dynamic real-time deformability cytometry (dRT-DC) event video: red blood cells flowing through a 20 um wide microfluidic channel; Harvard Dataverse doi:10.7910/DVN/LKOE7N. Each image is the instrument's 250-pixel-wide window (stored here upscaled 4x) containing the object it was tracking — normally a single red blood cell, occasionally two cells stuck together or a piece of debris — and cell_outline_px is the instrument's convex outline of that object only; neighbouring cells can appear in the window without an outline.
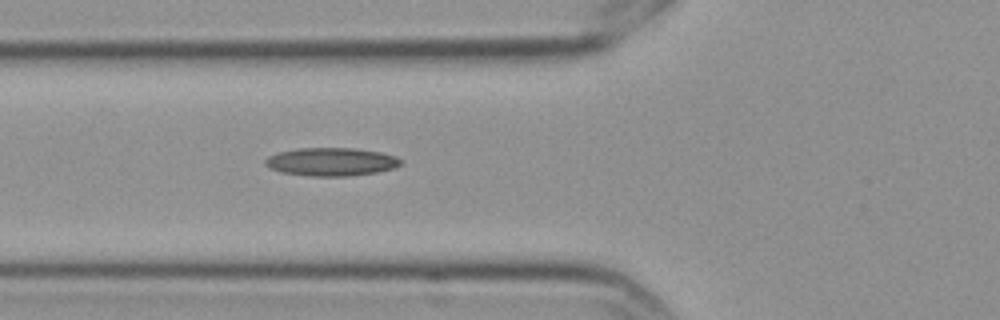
{"species": "Egyptian fruit bat (a non-hibernating species)", "species_latin": "Rousettus aegyptiacus", "temperature_condition": "cold", "stored_images_in_passage": 7, "camera_frame_rate_fps": 3000, "um_per_image_px": 0.085, "frame": {"image": 1, "passage_image": 7, "time_ms": 2.0, "image_size_px": [1000, 320], "cell_outline_px": [[404, 160], [400, 164], [392, 168], [376, 172], [348, 176], [312, 176], [280, 172], [264, 164], [264, 160], [268, 156], [280, 152], [296, 148], [356, 148], [380, 152], [396, 156]], "centroid_in_image_um": [28.16, 13.74], "position_along_channel_um": 97.6, "area_um2": 22.2}}